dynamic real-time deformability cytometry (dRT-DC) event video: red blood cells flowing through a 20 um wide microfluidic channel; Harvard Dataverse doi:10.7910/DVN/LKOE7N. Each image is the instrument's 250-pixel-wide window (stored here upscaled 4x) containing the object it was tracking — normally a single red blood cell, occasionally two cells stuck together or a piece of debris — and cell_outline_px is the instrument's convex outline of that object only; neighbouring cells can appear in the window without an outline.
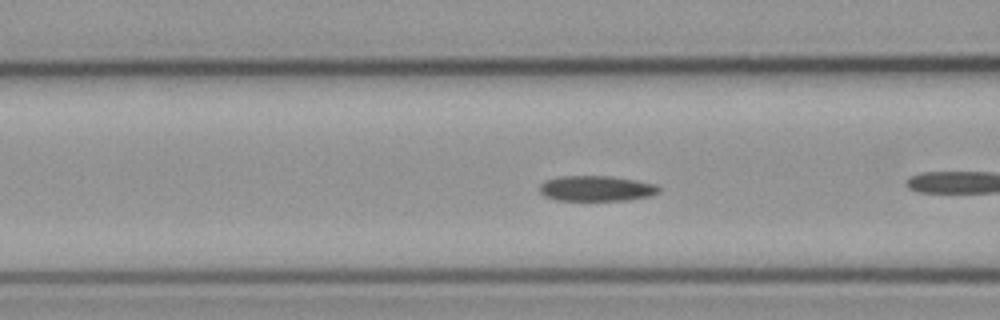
{"species": "common noctule bat (a hibernating species)", "species_latin": "Nyctalus noctula", "temperature_condition": "cold", "stored_images_in_passage": 35, "camera_frame_rate_fps": 3000, "um_per_image_px": 0.085, "animal": {"sex": "male", "body_mass_g": 23.1, "forearm_length_mm": 52.7}, "frame": {"image": 1, "passage_image": 6, "time_ms": 1.667, "image_size_px": [1000, 320], "cell_outline_px": [[660, 192], [652, 196], [628, 200], [556, 200], [544, 196], [540, 192], [540, 184], [544, 180], [560, 176], [612, 176], [636, 180], [656, 184], [660, 188]], "centroid_in_image_um": [50.71, 16.01], "position_along_channel_um": 115.9, "area_um2": 17.86}, "authors_computed_cell_mechanics": {"area_um2": 17.2822, "velocity_mm_per_s": 3.7666, "shape_relaxation_time_tau1_ms": 9.5929, "shape_relaxation_time_tau2_ms": 3.976, "deformation_change_tau1": 0.1528, "deformation_change_tau2": 0.0689}}